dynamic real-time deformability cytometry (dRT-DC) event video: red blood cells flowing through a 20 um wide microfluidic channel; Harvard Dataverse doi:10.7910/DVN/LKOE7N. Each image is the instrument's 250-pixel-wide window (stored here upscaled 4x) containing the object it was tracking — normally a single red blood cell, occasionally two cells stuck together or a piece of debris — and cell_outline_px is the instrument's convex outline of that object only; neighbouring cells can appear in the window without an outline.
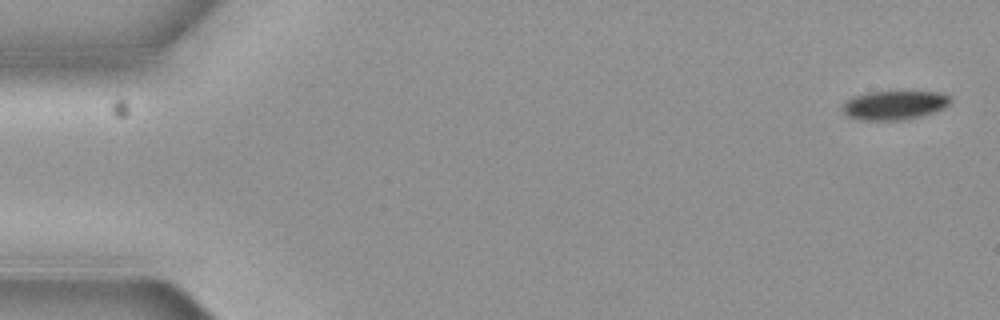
{"species": "common noctule bat (a hibernating species)", "species_latin": "Nyctalus noctula", "temperature_condition": "cold", "stored_images_in_passage": 8, "camera_frame_rate_fps": 3000, "um_per_image_px": 0.085, "animal": {"sex": "female", "body_mass_g": 19.3, "forearm_length_mm": 54.1}, "frame": {"image": 1, "passage_image": 1, "time_ms": 0.0, "image_size_px": [1000, 320], "cell_outline_px": [[952, 100], [944, 108], [936, 112], [920, 116], [900, 120], [860, 120], [848, 116], [840, 108], [840, 104], [852, 96], [868, 92], [944, 92], [952, 96]], "centroid_in_image_um": [76.01, 8.93], "position_along_channel_um": 9.0, "area_um2": 18.5}}
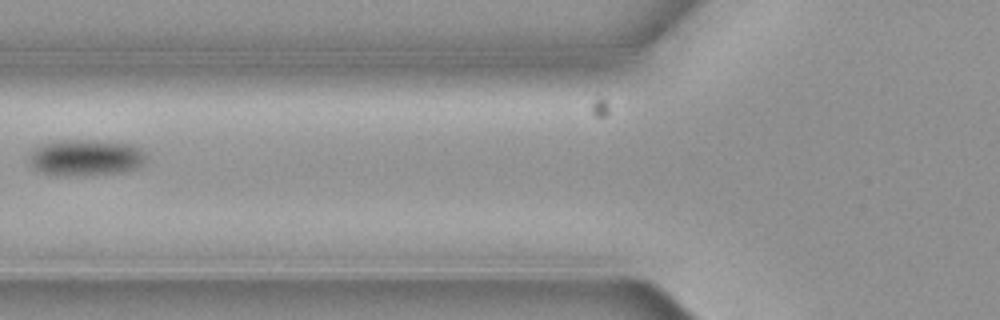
{"frame": {"image": 2, "passage_image": 7, "time_ms": 2.0, "image_size_px": [1000, 320], "cell_outline_px": [[144, 160], [136, 168], [124, 172], [92, 176], [56, 176], [40, 172], [28, 160], [28, 152], [44, 144], [60, 140], [96, 140], [132, 144], [144, 152]], "centroid_in_image_um": [7.25, 13.42], "position_along_channel_um": 118.5, "area_um2": 25.03}}
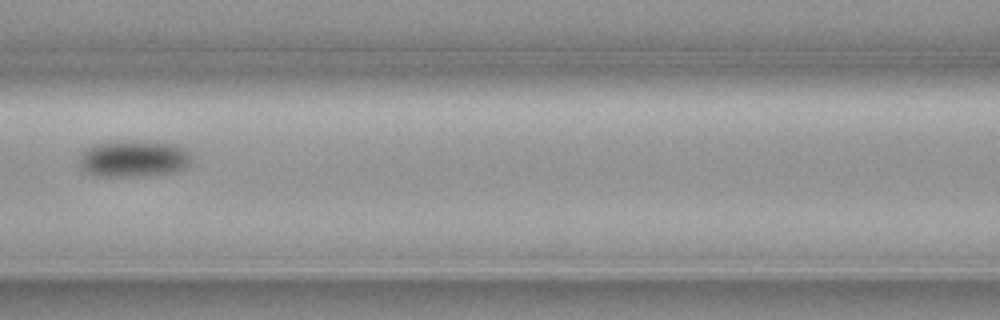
{"frame": {"image": 3, "passage_image": 8, "time_ms": 2.333, "image_size_px": [1000, 320], "cell_outline_px": [[192, 160], [188, 164], [172, 172], [144, 176], [96, 176], [80, 168], [80, 152], [84, 148], [92, 144], [108, 140], [148, 140], [176, 144], [184, 148], [192, 156]], "centroid_in_image_um": [11.3, 13.44], "position_along_channel_um": 155.3, "area_um2": 24.62}}